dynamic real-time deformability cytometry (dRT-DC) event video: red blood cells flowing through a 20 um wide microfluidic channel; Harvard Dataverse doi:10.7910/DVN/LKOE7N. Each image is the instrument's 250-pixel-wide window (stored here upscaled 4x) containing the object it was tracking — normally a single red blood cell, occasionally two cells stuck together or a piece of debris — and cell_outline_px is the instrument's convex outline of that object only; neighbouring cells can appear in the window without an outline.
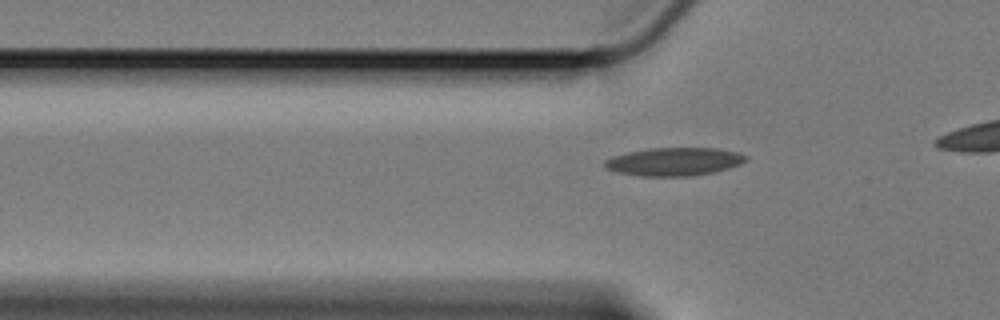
{"species": "Egyptian fruit bat (a non-hibernating species)", "species_latin": "Rousettus aegyptiacus", "temperature_condition": "cold", "stored_images_in_passage": 38, "camera_frame_rate_fps": 3000, "um_per_image_px": 0.085, "animal": {"sex": "female"}, "frame": {"image": 1, "passage_image": 8, "time_ms": 2.333, "image_size_px": [1000, 320], "cell_outline_px": [[748, 160], [740, 164], [728, 168], [712, 172], [692, 176], [640, 176], [616, 172], [604, 168], [604, 160], [612, 156], [628, 152], [648, 148], [720, 148], [740, 152], [748, 156]], "centroid_in_image_um": [57.31, 13.73], "position_along_channel_um": 68.5, "area_um2": 23.41}}
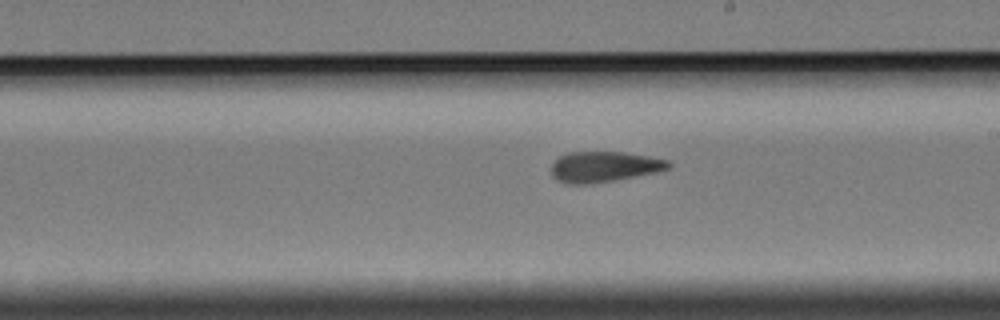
{"frame": {"image": 2, "passage_image": 23, "time_ms": 7.333, "image_size_px": [1000, 320], "cell_outline_px": [[672, 164], [668, 168], [656, 172], [612, 180], [584, 184], [568, 184], [552, 176], [552, 164], [560, 156], [568, 152], [624, 152], [648, 156], [668, 160]], "centroid_in_image_um": [51.35, 14.16], "position_along_channel_um": 237.7, "area_um2": 20.52}}
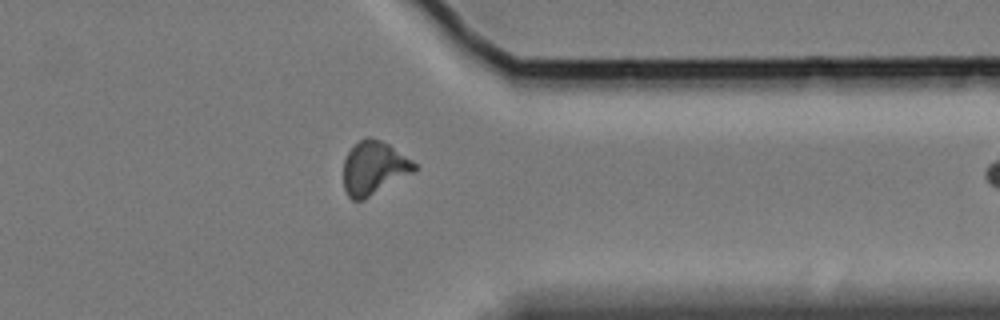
{"frame": {"image": 3, "passage_image": 36, "time_ms": 11.667, "image_size_px": [1000, 320], "cell_outline_px": [[420, 168], [364, 200], [352, 200], [348, 196], [344, 188], [344, 160], [348, 152], [360, 140], [368, 136], [380, 140], [388, 144], [412, 160]], "centroid_in_image_um": [31.78, 14.29], "position_along_channel_um": 379.6, "area_um2": 21.91}}